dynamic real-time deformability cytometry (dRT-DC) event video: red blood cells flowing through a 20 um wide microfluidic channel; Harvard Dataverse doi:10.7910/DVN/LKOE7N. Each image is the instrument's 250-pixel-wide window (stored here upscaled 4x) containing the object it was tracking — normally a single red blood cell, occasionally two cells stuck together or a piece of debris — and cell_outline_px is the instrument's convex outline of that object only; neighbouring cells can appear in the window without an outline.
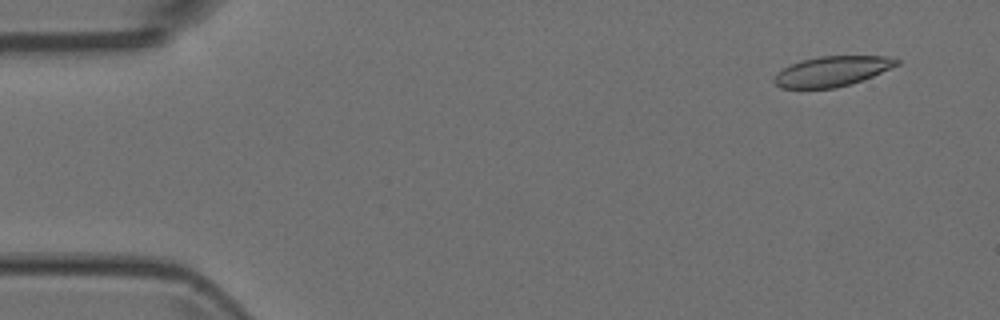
{"species": "Egyptian fruit bat (a non-hibernating species)", "species_latin": "Rousettus aegyptiacus", "temperature_condition": "room temperature", "stored_images_in_passage": 4, "camera_frame_rate_fps": 3000, "um_per_image_px": 0.085, "animal": {"sex": "female"}, "frame": {"image": 1, "passage_image": 1, "time_ms": 0.0, "image_size_px": [1000, 320], "cell_outline_px": [[900, 64], [872, 76], [852, 84], [836, 88], [780, 88], [772, 80], [784, 68], [792, 64], [804, 60], [824, 56], [888, 56], [900, 60]], "centroid_in_image_um": [70.77, 6.06], "position_along_channel_um": 14.2, "area_um2": 21.21}}
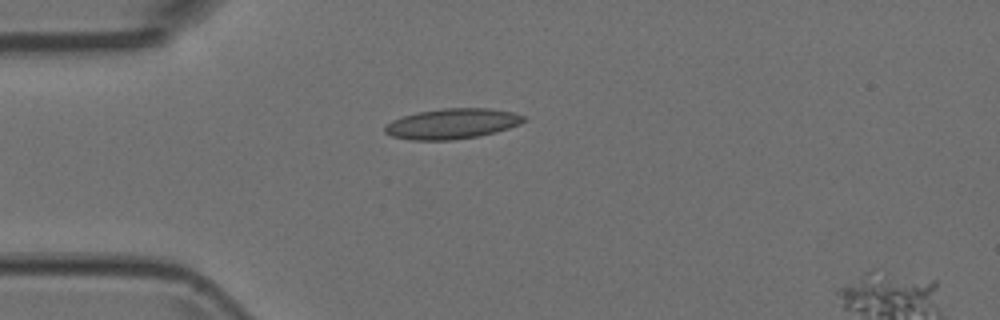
{"frame": {"image": 2, "passage_image": 4, "time_ms": 1.0, "image_size_px": [1000, 320], "cell_outline_px": [[528, 120], [520, 124], [496, 132], [480, 136], [452, 140], [412, 140], [392, 136], [384, 132], [384, 128], [392, 120], [404, 116], [420, 112], [444, 108], [488, 108], [512, 112], [524, 116]], "centroid_in_image_um": [38.46, 10.52], "position_along_channel_um": 46.5, "area_um2": 24.45}}